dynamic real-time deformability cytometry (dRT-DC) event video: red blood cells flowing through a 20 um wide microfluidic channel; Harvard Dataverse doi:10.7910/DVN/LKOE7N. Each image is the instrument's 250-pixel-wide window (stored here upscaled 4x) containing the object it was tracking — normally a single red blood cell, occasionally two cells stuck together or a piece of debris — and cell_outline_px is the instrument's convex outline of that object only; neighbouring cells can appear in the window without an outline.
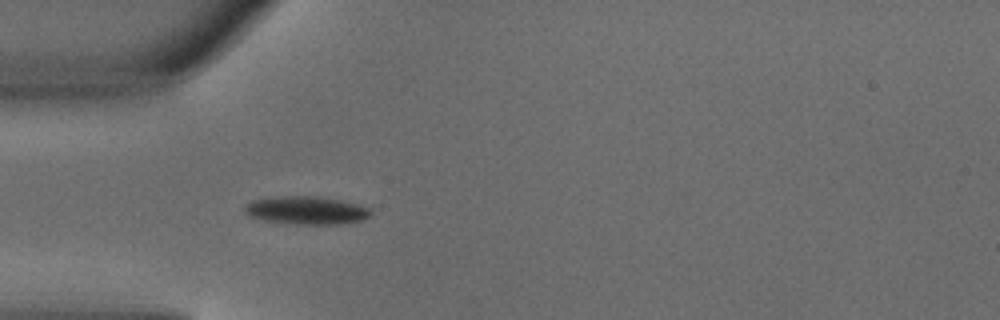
{"species": "common noctule bat (a hibernating species)", "species_latin": "Nyctalus noctula", "temperature_condition": "warm", "stored_images_in_passage": 1, "camera_frame_rate_fps": 3000, "um_per_image_px": 0.085, "animal": {"sex": "male", "body_mass_g": 18.8}, "frame": {"image": 1, "passage_image": 1, "time_ms": 0.0, "image_size_px": [1000, 320], "cell_outline_px": [[372, 216], [360, 220], [340, 224], [296, 224], [264, 220], [252, 216], [244, 212], [244, 204], [252, 200], [276, 196], [316, 196], [340, 200], [356, 204], [368, 208], [372, 212]], "centroid_in_image_um": [26.02, 17.87], "position_along_channel_um": 59.0, "area_um2": 20.52}}